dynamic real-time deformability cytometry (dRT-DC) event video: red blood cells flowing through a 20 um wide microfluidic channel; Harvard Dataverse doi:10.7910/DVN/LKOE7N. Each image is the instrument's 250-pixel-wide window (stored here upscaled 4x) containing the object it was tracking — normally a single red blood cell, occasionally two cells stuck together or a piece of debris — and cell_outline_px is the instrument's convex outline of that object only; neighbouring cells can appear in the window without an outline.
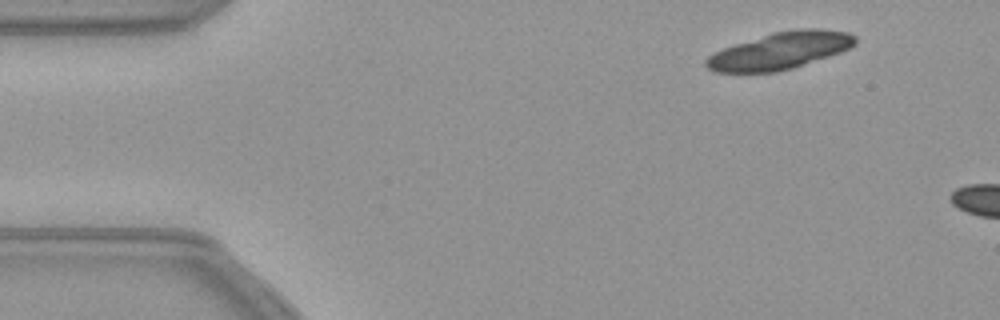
{"species": "common noctule bat (a hibernating species)", "species_latin": "Nyctalus noctula", "temperature_condition": "warm", "stored_images_in_passage": 5, "camera_frame_rate_fps": 3000, "um_per_image_px": 0.085, "animal": {"sex": "female", "body_mass_g": 21.9}, "frame": {"image": 1, "passage_image": 1, "time_ms": 0.0, "image_size_px": [1000, 320], "cell_outline_px": [[856, 44], [840, 52], [792, 68], [776, 72], [716, 72], [708, 68], [704, 64], [704, 60], [712, 52], [772, 32], [800, 28], [820, 28], [848, 32], [856, 36]], "centroid_in_image_um": [66.3, 4.3], "position_along_channel_um": 18.7, "area_um2": 32.02}}